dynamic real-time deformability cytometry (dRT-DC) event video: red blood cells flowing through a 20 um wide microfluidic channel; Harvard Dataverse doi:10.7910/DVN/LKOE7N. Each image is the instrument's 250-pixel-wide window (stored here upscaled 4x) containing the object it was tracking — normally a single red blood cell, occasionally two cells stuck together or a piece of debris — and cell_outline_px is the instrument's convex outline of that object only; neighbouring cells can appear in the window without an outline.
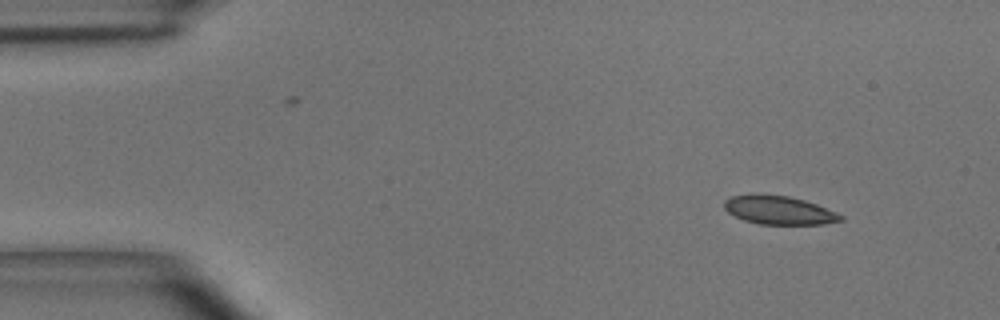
{"species": "common noctule bat (a hibernating species)", "species_latin": "Nyctalus noctula", "temperature_condition": "room temperature", "stored_images_in_passage": 4, "camera_frame_rate_fps": 3000, "um_per_image_px": 0.085, "animal": {"sex": "male", "body_mass_g": 15.6}, "frame": {"image": 1, "passage_image": 1, "time_ms": 0.0, "image_size_px": [1000, 320], "cell_outline_px": [[844, 220], [824, 224], [760, 224], [744, 220], [728, 212], [724, 208], [724, 200], [732, 196], [752, 192], [760, 192], [788, 196], [804, 200], [816, 204], [836, 212], [844, 216]], "centroid_in_image_um": [66.18, 17.83], "position_along_channel_um": 18.8, "area_um2": 19.71}}